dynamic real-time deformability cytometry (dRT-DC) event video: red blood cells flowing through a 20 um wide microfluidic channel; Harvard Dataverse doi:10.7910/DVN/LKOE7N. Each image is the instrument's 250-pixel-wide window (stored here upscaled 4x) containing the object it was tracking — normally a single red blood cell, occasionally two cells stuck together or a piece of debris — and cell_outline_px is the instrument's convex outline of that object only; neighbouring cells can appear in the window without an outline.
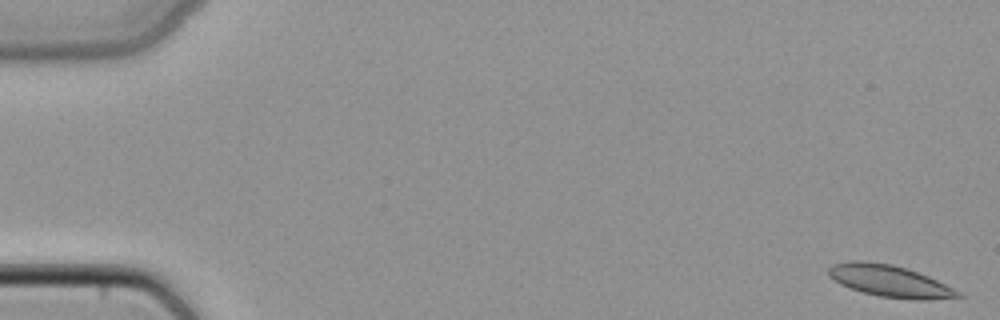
{"species": "common noctule bat (a hibernating species)", "species_latin": "Nyctalus noctula", "temperature_condition": "cold", "stored_images_in_passage": 15, "camera_frame_rate_fps": 3000, "um_per_image_px": 0.085, "animal": {"sex": "female", "body_mass_g": 22.7, "forearm_length_mm": 54.2}, "frame": {"image": 1, "passage_image": 1, "time_ms": 0.0, "image_size_px": [1000, 320], "cell_outline_px": [[964, 296], [928, 300], [916, 300], [880, 296], [864, 292], [840, 284], [828, 276], [828, 268], [832, 264], [848, 260], [864, 260], [892, 264], [928, 276], [960, 292]], "centroid_in_image_um": [75.58, 23.87], "position_along_channel_um": 9.4, "area_um2": 23.81}}
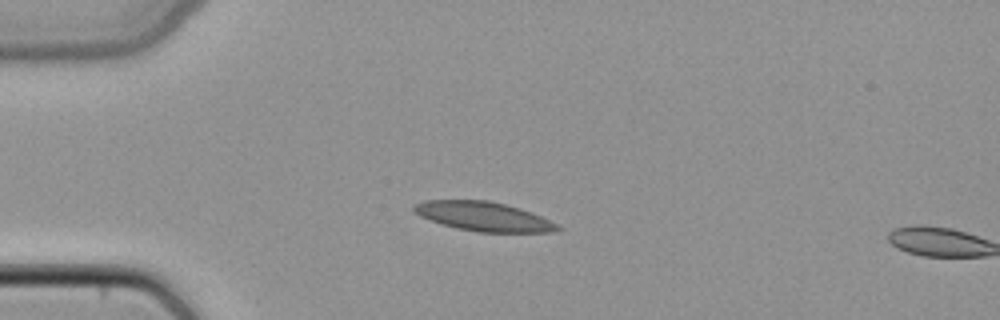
{"frame": {"image": 2, "passage_image": 13, "time_ms": 4.0, "image_size_px": [1000, 320], "cell_outline_px": [[564, 228], [552, 232], [476, 232], [456, 228], [420, 216], [412, 212], [412, 204], [428, 200], [488, 200], [520, 208], [532, 212]], "centroid_in_image_um": [41.08, 18.39], "position_along_channel_um": 43.9, "area_um2": 24.39}}